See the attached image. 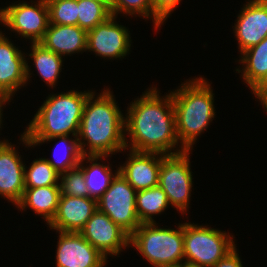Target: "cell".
<instances>
[{
	"label": "cell",
	"mask_w": 267,
	"mask_h": 267,
	"mask_svg": "<svg viewBox=\"0 0 267 267\" xmlns=\"http://www.w3.org/2000/svg\"><path fill=\"white\" fill-rule=\"evenodd\" d=\"M125 117V132L131 137V143H125L130 150L154 152L163 155L184 152L178 146L176 118L171 93L161 98L157 88L148 89L140 98L134 100Z\"/></svg>",
	"instance_id": "cell-1"
},
{
	"label": "cell",
	"mask_w": 267,
	"mask_h": 267,
	"mask_svg": "<svg viewBox=\"0 0 267 267\" xmlns=\"http://www.w3.org/2000/svg\"><path fill=\"white\" fill-rule=\"evenodd\" d=\"M94 97L91 92L86 99L77 135L84 155L110 156L126 150L125 117L111 91L106 89ZM82 140L88 142V151Z\"/></svg>",
	"instance_id": "cell-2"
},
{
	"label": "cell",
	"mask_w": 267,
	"mask_h": 267,
	"mask_svg": "<svg viewBox=\"0 0 267 267\" xmlns=\"http://www.w3.org/2000/svg\"><path fill=\"white\" fill-rule=\"evenodd\" d=\"M210 84L195 78L171 92L176 118V132L181 147L191 150L215 116L214 97Z\"/></svg>",
	"instance_id": "cell-3"
},
{
	"label": "cell",
	"mask_w": 267,
	"mask_h": 267,
	"mask_svg": "<svg viewBox=\"0 0 267 267\" xmlns=\"http://www.w3.org/2000/svg\"><path fill=\"white\" fill-rule=\"evenodd\" d=\"M88 92L75 90L52 94L34 115L25 134L28 139H47L55 136H77Z\"/></svg>",
	"instance_id": "cell-4"
},
{
	"label": "cell",
	"mask_w": 267,
	"mask_h": 267,
	"mask_svg": "<svg viewBox=\"0 0 267 267\" xmlns=\"http://www.w3.org/2000/svg\"><path fill=\"white\" fill-rule=\"evenodd\" d=\"M183 224L177 230L158 228L156 223H141L130 235L129 245L153 267H174L184 265Z\"/></svg>",
	"instance_id": "cell-5"
},
{
	"label": "cell",
	"mask_w": 267,
	"mask_h": 267,
	"mask_svg": "<svg viewBox=\"0 0 267 267\" xmlns=\"http://www.w3.org/2000/svg\"><path fill=\"white\" fill-rule=\"evenodd\" d=\"M184 265L213 267L236 246L225 231L207 226L183 223Z\"/></svg>",
	"instance_id": "cell-6"
},
{
	"label": "cell",
	"mask_w": 267,
	"mask_h": 267,
	"mask_svg": "<svg viewBox=\"0 0 267 267\" xmlns=\"http://www.w3.org/2000/svg\"><path fill=\"white\" fill-rule=\"evenodd\" d=\"M190 150L177 154H161L158 186L166 193L169 204L184 214L190 203L192 171L189 159Z\"/></svg>",
	"instance_id": "cell-7"
},
{
	"label": "cell",
	"mask_w": 267,
	"mask_h": 267,
	"mask_svg": "<svg viewBox=\"0 0 267 267\" xmlns=\"http://www.w3.org/2000/svg\"><path fill=\"white\" fill-rule=\"evenodd\" d=\"M136 194L137 191L118 172L109 188L97 199V209L129 236L141 225L136 212Z\"/></svg>",
	"instance_id": "cell-8"
},
{
	"label": "cell",
	"mask_w": 267,
	"mask_h": 267,
	"mask_svg": "<svg viewBox=\"0 0 267 267\" xmlns=\"http://www.w3.org/2000/svg\"><path fill=\"white\" fill-rule=\"evenodd\" d=\"M0 9V22L31 43H39L49 25V9L46 0L37 4L21 2Z\"/></svg>",
	"instance_id": "cell-9"
},
{
	"label": "cell",
	"mask_w": 267,
	"mask_h": 267,
	"mask_svg": "<svg viewBox=\"0 0 267 267\" xmlns=\"http://www.w3.org/2000/svg\"><path fill=\"white\" fill-rule=\"evenodd\" d=\"M79 233L106 258L129 247L130 236L98 209Z\"/></svg>",
	"instance_id": "cell-10"
},
{
	"label": "cell",
	"mask_w": 267,
	"mask_h": 267,
	"mask_svg": "<svg viewBox=\"0 0 267 267\" xmlns=\"http://www.w3.org/2000/svg\"><path fill=\"white\" fill-rule=\"evenodd\" d=\"M115 19L116 16H111L87 31V50L104 59H120L129 53L131 40L128 29L117 24Z\"/></svg>",
	"instance_id": "cell-11"
},
{
	"label": "cell",
	"mask_w": 267,
	"mask_h": 267,
	"mask_svg": "<svg viewBox=\"0 0 267 267\" xmlns=\"http://www.w3.org/2000/svg\"><path fill=\"white\" fill-rule=\"evenodd\" d=\"M56 267H104L107 258L80 233L60 232Z\"/></svg>",
	"instance_id": "cell-12"
},
{
	"label": "cell",
	"mask_w": 267,
	"mask_h": 267,
	"mask_svg": "<svg viewBox=\"0 0 267 267\" xmlns=\"http://www.w3.org/2000/svg\"><path fill=\"white\" fill-rule=\"evenodd\" d=\"M8 40L0 31V95L11 100L31 73L25 55Z\"/></svg>",
	"instance_id": "cell-13"
},
{
	"label": "cell",
	"mask_w": 267,
	"mask_h": 267,
	"mask_svg": "<svg viewBox=\"0 0 267 267\" xmlns=\"http://www.w3.org/2000/svg\"><path fill=\"white\" fill-rule=\"evenodd\" d=\"M240 12L233 31L242 53L267 37V0H251Z\"/></svg>",
	"instance_id": "cell-14"
},
{
	"label": "cell",
	"mask_w": 267,
	"mask_h": 267,
	"mask_svg": "<svg viewBox=\"0 0 267 267\" xmlns=\"http://www.w3.org/2000/svg\"><path fill=\"white\" fill-rule=\"evenodd\" d=\"M96 209L94 198L61 195L56 215L48 225L57 232L79 233Z\"/></svg>",
	"instance_id": "cell-15"
},
{
	"label": "cell",
	"mask_w": 267,
	"mask_h": 267,
	"mask_svg": "<svg viewBox=\"0 0 267 267\" xmlns=\"http://www.w3.org/2000/svg\"><path fill=\"white\" fill-rule=\"evenodd\" d=\"M160 167V153L130 150L128 160L118 170L136 191H140L158 186Z\"/></svg>",
	"instance_id": "cell-16"
},
{
	"label": "cell",
	"mask_w": 267,
	"mask_h": 267,
	"mask_svg": "<svg viewBox=\"0 0 267 267\" xmlns=\"http://www.w3.org/2000/svg\"><path fill=\"white\" fill-rule=\"evenodd\" d=\"M21 156L8 140L0 141V196L15 205L21 200L24 186V170Z\"/></svg>",
	"instance_id": "cell-17"
},
{
	"label": "cell",
	"mask_w": 267,
	"mask_h": 267,
	"mask_svg": "<svg viewBox=\"0 0 267 267\" xmlns=\"http://www.w3.org/2000/svg\"><path fill=\"white\" fill-rule=\"evenodd\" d=\"M39 43L62 57L87 50V31L78 25L49 24Z\"/></svg>",
	"instance_id": "cell-18"
},
{
	"label": "cell",
	"mask_w": 267,
	"mask_h": 267,
	"mask_svg": "<svg viewBox=\"0 0 267 267\" xmlns=\"http://www.w3.org/2000/svg\"><path fill=\"white\" fill-rule=\"evenodd\" d=\"M60 196L59 185L25 188L21 200L16 205L22 210L26 207L31 208L36 214L42 215L49 224L56 215Z\"/></svg>",
	"instance_id": "cell-19"
},
{
	"label": "cell",
	"mask_w": 267,
	"mask_h": 267,
	"mask_svg": "<svg viewBox=\"0 0 267 267\" xmlns=\"http://www.w3.org/2000/svg\"><path fill=\"white\" fill-rule=\"evenodd\" d=\"M57 140L61 139L59 144L64 147L63 149V154L60 157L57 158V155H55V151L56 148H60L57 144L54 150V156H56L53 160L47 159V161L49 162V164L59 173H65L67 170L76 168L79 166V162L83 159V157L85 156L81 145H80V141L78 140V137L75 136L73 140L69 139V135H65V136H55V137H51V138H47V139H28L27 135L25 133H23V135H21L20 140H22V142L27 145L28 147H33L36 146L37 144H41L42 142L44 143L45 141H50V140ZM61 146V147H62ZM65 149V150H64ZM62 152V151H61ZM58 154V153H57Z\"/></svg>",
	"instance_id": "cell-20"
},
{
	"label": "cell",
	"mask_w": 267,
	"mask_h": 267,
	"mask_svg": "<svg viewBox=\"0 0 267 267\" xmlns=\"http://www.w3.org/2000/svg\"><path fill=\"white\" fill-rule=\"evenodd\" d=\"M241 54L242 78L253 90L267 75V37Z\"/></svg>",
	"instance_id": "cell-21"
},
{
	"label": "cell",
	"mask_w": 267,
	"mask_h": 267,
	"mask_svg": "<svg viewBox=\"0 0 267 267\" xmlns=\"http://www.w3.org/2000/svg\"><path fill=\"white\" fill-rule=\"evenodd\" d=\"M101 157L104 160L108 156H84L79 162V167L84 173L89 197L96 200L109 188L113 178L119 172V170H117V172L113 175L110 166L96 163ZM85 158L89 163H91V165L89 164L87 167L83 166V161L86 160Z\"/></svg>",
	"instance_id": "cell-22"
},
{
	"label": "cell",
	"mask_w": 267,
	"mask_h": 267,
	"mask_svg": "<svg viewBox=\"0 0 267 267\" xmlns=\"http://www.w3.org/2000/svg\"><path fill=\"white\" fill-rule=\"evenodd\" d=\"M169 205L166 193L160 186L137 191L136 212L140 223H155L152 215L161 214Z\"/></svg>",
	"instance_id": "cell-23"
},
{
	"label": "cell",
	"mask_w": 267,
	"mask_h": 267,
	"mask_svg": "<svg viewBox=\"0 0 267 267\" xmlns=\"http://www.w3.org/2000/svg\"><path fill=\"white\" fill-rule=\"evenodd\" d=\"M31 49L32 52L29 56L32 57L33 65H35L40 77L48 86L55 87L54 84H56L61 72L63 58L40 43H32Z\"/></svg>",
	"instance_id": "cell-24"
},
{
	"label": "cell",
	"mask_w": 267,
	"mask_h": 267,
	"mask_svg": "<svg viewBox=\"0 0 267 267\" xmlns=\"http://www.w3.org/2000/svg\"><path fill=\"white\" fill-rule=\"evenodd\" d=\"M25 188H38L59 185V173L49 164L46 158L35 159L29 170L24 167Z\"/></svg>",
	"instance_id": "cell-25"
},
{
	"label": "cell",
	"mask_w": 267,
	"mask_h": 267,
	"mask_svg": "<svg viewBox=\"0 0 267 267\" xmlns=\"http://www.w3.org/2000/svg\"><path fill=\"white\" fill-rule=\"evenodd\" d=\"M110 9L97 0H78L77 25L89 31L111 17Z\"/></svg>",
	"instance_id": "cell-26"
},
{
	"label": "cell",
	"mask_w": 267,
	"mask_h": 267,
	"mask_svg": "<svg viewBox=\"0 0 267 267\" xmlns=\"http://www.w3.org/2000/svg\"><path fill=\"white\" fill-rule=\"evenodd\" d=\"M49 24L77 25L78 0H46Z\"/></svg>",
	"instance_id": "cell-27"
},
{
	"label": "cell",
	"mask_w": 267,
	"mask_h": 267,
	"mask_svg": "<svg viewBox=\"0 0 267 267\" xmlns=\"http://www.w3.org/2000/svg\"><path fill=\"white\" fill-rule=\"evenodd\" d=\"M59 179H61V183L59 184L61 195L71 197H89L84 173L79 166L67 170L65 173L59 174Z\"/></svg>",
	"instance_id": "cell-28"
},
{
	"label": "cell",
	"mask_w": 267,
	"mask_h": 267,
	"mask_svg": "<svg viewBox=\"0 0 267 267\" xmlns=\"http://www.w3.org/2000/svg\"><path fill=\"white\" fill-rule=\"evenodd\" d=\"M110 12L112 16H117L123 12L127 15L138 14L147 19L153 18V8L151 0H112Z\"/></svg>",
	"instance_id": "cell-29"
},
{
	"label": "cell",
	"mask_w": 267,
	"mask_h": 267,
	"mask_svg": "<svg viewBox=\"0 0 267 267\" xmlns=\"http://www.w3.org/2000/svg\"><path fill=\"white\" fill-rule=\"evenodd\" d=\"M153 8V22L154 27H161L167 17L171 14L173 9L180 3L181 0H151Z\"/></svg>",
	"instance_id": "cell-30"
},
{
	"label": "cell",
	"mask_w": 267,
	"mask_h": 267,
	"mask_svg": "<svg viewBox=\"0 0 267 267\" xmlns=\"http://www.w3.org/2000/svg\"><path fill=\"white\" fill-rule=\"evenodd\" d=\"M241 263V259L235 247L225 257L220 259L213 267H243Z\"/></svg>",
	"instance_id": "cell-31"
},
{
	"label": "cell",
	"mask_w": 267,
	"mask_h": 267,
	"mask_svg": "<svg viewBox=\"0 0 267 267\" xmlns=\"http://www.w3.org/2000/svg\"><path fill=\"white\" fill-rule=\"evenodd\" d=\"M253 94L256 95V98L262 103L263 108L267 112V86H256L253 90Z\"/></svg>",
	"instance_id": "cell-32"
},
{
	"label": "cell",
	"mask_w": 267,
	"mask_h": 267,
	"mask_svg": "<svg viewBox=\"0 0 267 267\" xmlns=\"http://www.w3.org/2000/svg\"><path fill=\"white\" fill-rule=\"evenodd\" d=\"M10 99L9 98H6L2 95H0V128H1V123H2V107L4 104H6V102H8Z\"/></svg>",
	"instance_id": "cell-33"
},
{
	"label": "cell",
	"mask_w": 267,
	"mask_h": 267,
	"mask_svg": "<svg viewBox=\"0 0 267 267\" xmlns=\"http://www.w3.org/2000/svg\"><path fill=\"white\" fill-rule=\"evenodd\" d=\"M97 1L103 2L109 9L111 8L112 0H97Z\"/></svg>",
	"instance_id": "cell-34"
},
{
	"label": "cell",
	"mask_w": 267,
	"mask_h": 267,
	"mask_svg": "<svg viewBox=\"0 0 267 267\" xmlns=\"http://www.w3.org/2000/svg\"><path fill=\"white\" fill-rule=\"evenodd\" d=\"M257 86H267V75Z\"/></svg>",
	"instance_id": "cell-35"
}]
</instances>
